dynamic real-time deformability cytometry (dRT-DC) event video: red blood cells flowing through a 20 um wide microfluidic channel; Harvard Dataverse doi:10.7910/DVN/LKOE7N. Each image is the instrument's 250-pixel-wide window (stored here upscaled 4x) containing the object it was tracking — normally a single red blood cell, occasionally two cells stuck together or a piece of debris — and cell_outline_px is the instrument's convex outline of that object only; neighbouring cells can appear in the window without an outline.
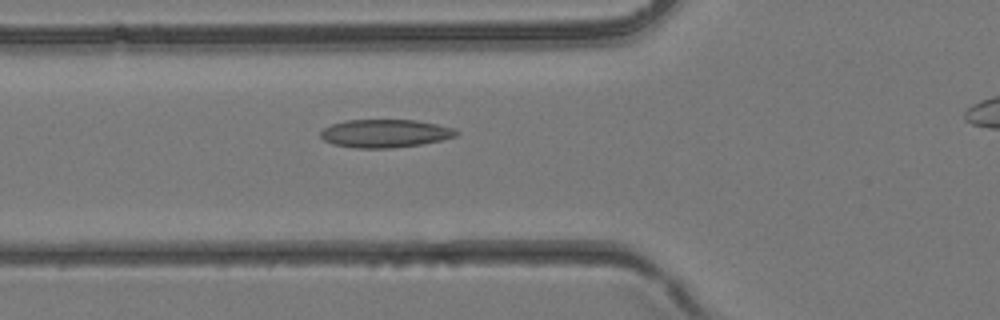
{"species": "common noctule bat (a hibernating species)", "species_latin": "Nyctalus noctula", "temperature_condition": "room temperature", "stored_images_in_passage": 28, "camera_frame_rate_fps": 3000, "um_per_image_px": 0.085, "animal": {"sex": "female", "body_mass_g": 24.6, "forearm_length_mm": 56.2}, "frame": {"image": 1, "passage_image": 7, "time_ms": 2.0, "image_size_px": [1000, 320], "cell_outline_px": [[460, 132], [456, 136], [440, 140], [420, 144], [392, 148], [356, 148], [332, 144], [324, 140], [320, 136], [320, 132], [324, 128], [332, 124], [344, 120], [416, 120], [436, 124], [452, 128]], "centroid_in_image_um": [32.7, 11.34], "position_along_channel_um": 93.1, "area_um2": 22.14}}
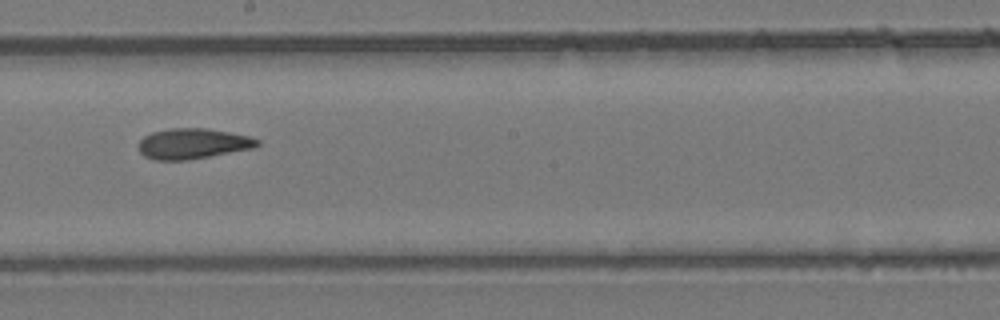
{"frame": {"image": 2, "passage_image": 15, "time_ms": 4.667, "image_size_px": [1000, 320], "cell_outline_px": [[260, 144], [252, 148], [188, 160], [156, 160], [144, 156], [140, 152], [140, 140], [144, 136], [152, 132], [172, 128], [204, 128], [228, 132], [248, 136], [260, 140]], "centroid_in_image_um": [16.38, 12.21], "position_along_channel_um": 231.8, "area_um2": 20.81}}
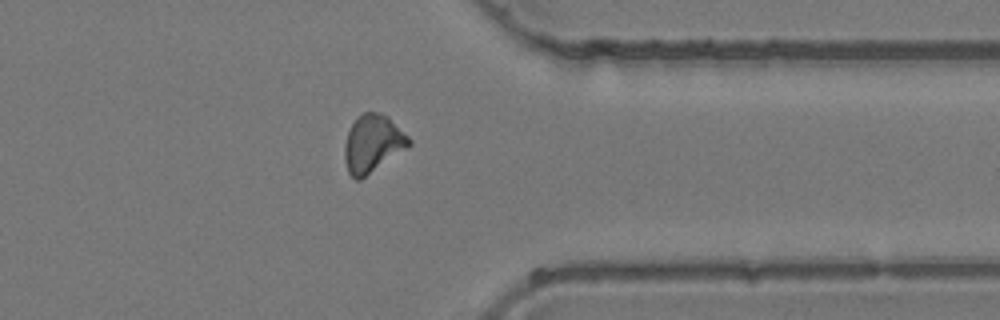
{"frame": {"image": 3, "passage_image": 24, "time_ms": 7.667, "image_size_px": [1000, 320], "cell_outline_px": [[412, 144], [360, 180], [356, 180], [348, 172], [344, 160], [344, 144], [348, 132], [356, 116], [364, 112], [380, 112], [388, 116], [412, 140]], "centroid_in_image_um": [31.66, 12.19], "position_along_channel_um": 379.7, "area_um2": 21.56}}